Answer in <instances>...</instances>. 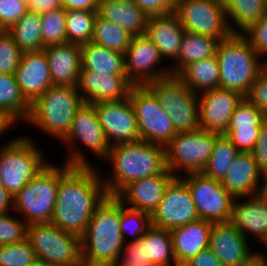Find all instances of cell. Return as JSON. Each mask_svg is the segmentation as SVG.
<instances>
[{
    "instance_id": "cell-34",
    "label": "cell",
    "mask_w": 267,
    "mask_h": 266,
    "mask_svg": "<svg viewBox=\"0 0 267 266\" xmlns=\"http://www.w3.org/2000/svg\"><path fill=\"white\" fill-rule=\"evenodd\" d=\"M23 53L44 49L41 36V15L28 11L7 30Z\"/></svg>"
},
{
    "instance_id": "cell-50",
    "label": "cell",
    "mask_w": 267,
    "mask_h": 266,
    "mask_svg": "<svg viewBox=\"0 0 267 266\" xmlns=\"http://www.w3.org/2000/svg\"><path fill=\"white\" fill-rule=\"evenodd\" d=\"M251 153L261 174L267 173V120L260 127L259 137Z\"/></svg>"
},
{
    "instance_id": "cell-5",
    "label": "cell",
    "mask_w": 267,
    "mask_h": 266,
    "mask_svg": "<svg viewBox=\"0 0 267 266\" xmlns=\"http://www.w3.org/2000/svg\"><path fill=\"white\" fill-rule=\"evenodd\" d=\"M84 103L77 87L52 85L33 104L27 122L63 140Z\"/></svg>"
},
{
    "instance_id": "cell-15",
    "label": "cell",
    "mask_w": 267,
    "mask_h": 266,
    "mask_svg": "<svg viewBox=\"0 0 267 266\" xmlns=\"http://www.w3.org/2000/svg\"><path fill=\"white\" fill-rule=\"evenodd\" d=\"M162 60L158 48L146 34L133 36L124 54L127 78L134 86H144L172 76L170 67L154 69Z\"/></svg>"
},
{
    "instance_id": "cell-16",
    "label": "cell",
    "mask_w": 267,
    "mask_h": 266,
    "mask_svg": "<svg viewBox=\"0 0 267 266\" xmlns=\"http://www.w3.org/2000/svg\"><path fill=\"white\" fill-rule=\"evenodd\" d=\"M200 219L187 185L176 177L167 187L157 209L152 213V225L171 230Z\"/></svg>"
},
{
    "instance_id": "cell-41",
    "label": "cell",
    "mask_w": 267,
    "mask_h": 266,
    "mask_svg": "<svg viewBox=\"0 0 267 266\" xmlns=\"http://www.w3.org/2000/svg\"><path fill=\"white\" fill-rule=\"evenodd\" d=\"M151 226V214L128 208V205L121 203L120 230L124 242H126L127 232L134 235L132 240H139Z\"/></svg>"
},
{
    "instance_id": "cell-51",
    "label": "cell",
    "mask_w": 267,
    "mask_h": 266,
    "mask_svg": "<svg viewBox=\"0 0 267 266\" xmlns=\"http://www.w3.org/2000/svg\"><path fill=\"white\" fill-rule=\"evenodd\" d=\"M182 266H224L214 252L208 247L190 258Z\"/></svg>"
},
{
    "instance_id": "cell-7",
    "label": "cell",
    "mask_w": 267,
    "mask_h": 266,
    "mask_svg": "<svg viewBox=\"0 0 267 266\" xmlns=\"http://www.w3.org/2000/svg\"><path fill=\"white\" fill-rule=\"evenodd\" d=\"M48 163L14 196L13 209L27 218L25 222L51 223L60 180V166Z\"/></svg>"
},
{
    "instance_id": "cell-6",
    "label": "cell",
    "mask_w": 267,
    "mask_h": 266,
    "mask_svg": "<svg viewBox=\"0 0 267 266\" xmlns=\"http://www.w3.org/2000/svg\"><path fill=\"white\" fill-rule=\"evenodd\" d=\"M47 164L30 138H14L0 148V182L14 197Z\"/></svg>"
},
{
    "instance_id": "cell-11",
    "label": "cell",
    "mask_w": 267,
    "mask_h": 266,
    "mask_svg": "<svg viewBox=\"0 0 267 266\" xmlns=\"http://www.w3.org/2000/svg\"><path fill=\"white\" fill-rule=\"evenodd\" d=\"M185 31L224 40L239 34L229 22L223 1L177 0L174 12Z\"/></svg>"
},
{
    "instance_id": "cell-8",
    "label": "cell",
    "mask_w": 267,
    "mask_h": 266,
    "mask_svg": "<svg viewBox=\"0 0 267 266\" xmlns=\"http://www.w3.org/2000/svg\"><path fill=\"white\" fill-rule=\"evenodd\" d=\"M27 238L44 266H82L80 236L52 223H34Z\"/></svg>"
},
{
    "instance_id": "cell-22",
    "label": "cell",
    "mask_w": 267,
    "mask_h": 266,
    "mask_svg": "<svg viewBox=\"0 0 267 266\" xmlns=\"http://www.w3.org/2000/svg\"><path fill=\"white\" fill-rule=\"evenodd\" d=\"M266 120L264 113L244 97L233 111L224 135L240 152H251Z\"/></svg>"
},
{
    "instance_id": "cell-30",
    "label": "cell",
    "mask_w": 267,
    "mask_h": 266,
    "mask_svg": "<svg viewBox=\"0 0 267 266\" xmlns=\"http://www.w3.org/2000/svg\"><path fill=\"white\" fill-rule=\"evenodd\" d=\"M81 60V70L110 75H126L124 54L93 42L81 45Z\"/></svg>"
},
{
    "instance_id": "cell-45",
    "label": "cell",
    "mask_w": 267,
    "mask_h": 266,
    "mask_svg": "<svg viewBox=\"0 0 267 266\" xmlns=\"http://www.w3.org/2000/svg\"><path fill=\"white\" fill-rule=\"evenodd\" d=\"M28 12L25 0H0V28L10 29Z\"/></svg>"
},
{
    "instance_id": "cell-13",
    "label": "cell",
    "mask_w": 267,
    "mask_h": 266,
    "mask_svg": "<svg viewBox=\"0 0 267 266\" xmlns=\"http://www.w3.org/2000/svg\"><path fill=\"white\" fill-rule=\"evenodd\" d=\"M77 139L84 143L88 149L98 157L105 159L110 150V145L106 140L103 128L100 125L95 107L91 103H83L76 111L71 128L67 136L62 140L70 148L66 163L70 166H92L85 154L77 149ZM76 146H75V145ZM72 145V147H71ZM75 149V150H74Z\"/></svg>"
},
{
    "instance_id": "cell-40",
    "label": "cell",
    "mask_w": 267,
    "mask_h": 266,
    "mask_svg": "<svg viewBox=\"0 0 267 266\" xmlns=\"http://www.w3.org/2000/svg\"><path fill=\"white\" fill-rule=\"evenodd\" d=\"M66 15L64 8H57L41 15L43 46L67 43Z\"/></svg>"
},
{
    "instance_id": "cell-52",
    "label": "cell",
    "mask_w": 267,
    "mask_h": 266,
    "mask_svg": "<svg viewBox=\"0 0 267 266\" xmlns=\"http://www.w3.org/2000/svg\"><path fill=\"white\" fill-rule=\"evenodd\" d=\"M27 8L28 11L42 15L62 6L59 0H28Z\"/></svg>"
},
{
    "instance_id": "cell-25",
    "label": "cell",
    "mask_w": 267,
    "mask_h": 266,
    "mask_svg": "<svg viewBox=\"0 0 267 266\" xmlns=\"http://www.w3.org/2000/svg\"><path fill=\"white\" fill-rule=\"evenodd\" d=\"M213 222L198 219L170 230L175 261L182 266L190 258L209 247Z\"/></svg>"
},
{
    "instance_id": "cell-48",
    "label": "cell",
    "mask_w": 267,
    "mask_h": 266,
    "mask_svg": "<svg viewBox=\"0 0 267 266\" xmlns=\"http://www.w3.org/2000/svg\"><path fill=\"white\" fill-rule=\"evenodd\" d=\"M246 98L267 117V73L262 71L251 86Z\"/></svg>"
},
{
    "instance_id": "cell-28",
    "label": "cell",
    "mask_w": 267,
    "mask_h": 266,
    "mask_svg": "<svg viewBox=\"0 0 267 266\" xmlns=\"http://www.w3.org/2000/svg\"><path fill=\"white\" fill-rule=\"evenodd\" d=\"M245 202L233 201L230 222L246 237L251 233L264 243L267 240V201L257 194Z\"/></svg>"
},
{
    "instance_id": "cell-31",
    "label": "cell",
    "mask_w": 267,
    "mask_h": 266,
    "mask_svg": "<svg viewBox=\"0 0 267 266\" xmlns=\"http://www.w3.org/2000/svg\"><path fill=\"white\" fill-rule=\"evenodd\" d=\"M219 40L202 34L185 31L178 53L176 66H172V76H177L186 66L195 61L211 58L216 55Z\"/></svg>"
},
{
    "instance_id": "cell-33",
    "label": "cell",
    "mask_w": 267,
    "mask_h": 266,
    "mask_svg": "<svg viewBox=\"0 0 267 266\" xmlns=\"http://www.w3.org/2000/svg\"><path fill=\"white\" fill-rule=\"evenodd\" d=\"M142 245H145L146 256L154 266H178L170 230L152 225L142 236Z\"/></svg>"
},
{
    "instance_id": "cell-53",
    "label": "cell",
    "mask_w": 267,
    "mask_h": 266,
    "mask_svg": "<svg viewBox=\"0 0 267 266\" xmlns=\"http://www.w3.org/2000/svg\"><path fill=\"white\" fill-rule=\"evenodd\" d=\"M65 10L97 11L99 0H59Z\"/></svg>"
},
{
    "instance_id": "cell-29",
    "label": "cell",
    "mask_w": 267,
    "mask_h": 266,
    "mask_svg": "<svg viewBox=\"0 0 267 266\" xmlns=\"http://www.w3.org/2000/svg\"><path fill=\"white\" fill-rule=\"evenodd\" d=\"M97 15L119 24L133 36L145 34L149 18L132 0H99Z\"/></svg>"
},
{
    "instance_id": "cell-54",
    "label": "cell",
    "mask_w": 267,
    "mask_h": 266,
    "mask_svg": "<svg viewBox=\"0 0 267 266\" xmlns=\"http://www.w3.org/2000/svg\"><path fill=\"white\" fill-rule=\"evenodd\" d=\"M10 207H14V197L0 182V213H8Z\"/></svg>"
},
{
    "instance_id": "cell-35",
    "label": "cell",
    "mask_w": 267,
    "mask_h": 266,
    "mask_svg": "<svg viewBox=\"0 0 267 266\" xmlns=\"http://www.w3.org/2000/svg\"><path fill=\"white\" fill-rule=\"evenodd\" d=\"M133 35L119 24L104 20L98 15L94 21L91 42L125 54Z\"/></svg>"
},
{
    "instance_id": "cell-38",
    "label": "cell",
    "mask_w": 267,
    "mask_h": 266,
    "mask_svg": "<svg viewBox=\"0 0 267 266\" xmlns=\"http://www.w3.org/2000/svg\"><path fill=\"white\" fill-rule=\"evenodd\" d=\"M0 108L8 111L17 120H27L31 105L25 100L15 76L0 73Z\"/></svg>"
},
{
    "instance_id": "cell-24",
    "label": "cell",
    "mask_w": 267,
    "mask_h": 266,
    "mask_svg": "<svg viewBox=\"0 0 267 266\" xmlns=\"http://www.w3.org/2000/svg\"><path fill=\"white\" fill-rule=\"evenodd\" d=\"M53 85L77 87L82 68L81 46L75 43L44 47Z\"/></svg>"
},
{
    "instance_id": "cell-1",
    "label": "cell",
    "mask_w": 267,
    "mask_h": 266,
    "mask_svg": "<svg viewBox=\"0 0 267 266\" xmlns=\"http://www.w3.org/2000/svg\"><path fill=\"white\" fill-rule=\"evenodd\" d=\"M92 166L60 167L57 199L51 223L82 236L96 208L108 196L105 184Z\"/></svg>"
},
{
    "instance_id": "cell-55",
    "label": "cell",
    "mask_w": 267,
    "mask_h": 266,
    "mask_svg": "<svg viewBox=\"0 0 267 266\" xmlns=\"http://www.w3.org/2000/svg\"><path fill=\"white\" fill-rule=\"evenodd\" d=\"M17 121L18 120L8 111L0 108V135L4 134V132Z\"/></svg>"
},
{
    "instance_id": "cell-32",
    "label": "cell",
    "mask_w": 267,
    "mask_h": 266,
    "mask_svg": "<svg viewBox=\"0 0 267 266\" xmlns=\"http://www.w3.org/2000/svg\"><path fill=\"white\" fill-rule=\"evenodd\" d=\"M219 63L216 55L195 61L186 66L177 77L193 92L209 91L219 88Z\"/></svg>"
},
{
    "instance_id": "cell-39",
    "label": "cell",
    "mask_w": 267,
    "mask_h": 266,
    "mask_svg": "<svg viewBox=\"0 0 267 266\" xmlns=\"http://www.w3.org/2000/svg\"><path fill=\"white\" fill-rule=\"evenodd\" d=\"M68 43L83 45L91 42L97 11L65 10Z\"/></svg>"
},
{
    "instance_id": "cell-43",
    "label": "cell",
    "mask_w": 267,
    "mask_h": 266,
    "mask_svg": "<svg viewBox=\"0 0 267 266\" xmlns=\"http://www.w3.org/2000/svg\"><path fill=\"white\" fill-rule=\"evenodd\" d=\"M22 54L12 35L2 30L0 32V73L14 75Z\"/></svg>"
},
{
    "instance_id": "cell-3",
    "label": "cell",
    "mask_w": 267,
    "mask_h": 266,
    "mask_svg": "<svg viewBox=\"0 0 267 266\" xmlns=\"http://www.w3.org/2000/svg\"><path fill=\"white\" fill-rule=\"evenodd\" d=\"M113 165V177L103 182L108 196H116L129 183L167 170L165 147L146 141L110 146L105 158Z\"/></svg>"
},
{
    "instance_id": "cell-26",
    "label": "cell",
    "mask_w": 267,
    "mask_h": 266,
    "mask_svg": "<svg viewBox=\"0 0 267 266\" xmlns=\"http://www.w3.org/2000/svg\"><path fill=\"white\" fill-rule=\"evenodd\" d=\"M261 172L251 152H239L221 183L235 198L256 195Z\"/></svg>"
},
{
    "instance_id": "cell-10",
    "label": "cell",
    "mask_w": 267,
    "mask_h": 266,
    "mask_svg": "<svg viewBox=\"0 0 267 266\" xmlns=\"http://www.w3.org/2000/svg\"><path fill=\"white\" fill-rule=\"evenodd\" d=\"M220 133L197 129L178 132L165 146L167 169L175 176L179 170L185 173H201L210 159L215 140Z\"/></svg>"
},
{
    "instance_id": "cell-4",
    "label": "cell",
    "mask_w": 267,
    "mask_h": 266,
    "mask_svg": "<svg viewBox=\"0 0 267 266\" xmlns=\"http://www.w3.org/2000/svg\"><path fill=\"white\" fill-rule=\"evenodd\" d=\"M216 57L220 70L219 88L232 90L246 97L263 71L260 55L242 34H233L219 41Z\"/></svg>"
},
{
    "instance_id": "cell-9",
    "label": "cell",
    "mask_w": 267,
    "mask_h": 266,
    "mask_svg": "<svg viewBox=\"0 0 267 266\" xmlns=\"http://www.w3.org/2000/svg\"><path fill=\"white\" fill-rule=\"evenodd\" d=\"M157 97L171 118L177 132L200 129L199 98L177 76H170L146 85Z\"/></svg>"
},
{
    "instance_id": "cell-56",
    "label": "cell",
    "mask_w": 267,
    "mask_h": 266,
    "mask_svg": "<svg viewBox=\"0 0 267 266\" xmlns=\"http://www.w3.org/2000/svg\"><path fill=\"white\" fill-rule=\"evenodd\" d=\"M241 266H267V260L262 256V252H255V254Z\"/></svg>"
},
{
    "instance_id": "cell-20",
    "label": "cell",
    "mask_w": 267,
    "mask_h": 266,
    "mask_svg": "<svg viewBox=\"0 0 267 266\" xmlns=\"http://www.w3.org/2000/svg\"><path fill=\"white\" fill-rule=\"evenodd\" d=\"M14 76L25 100L33 104L53 85L44 49L23 53Z\"/></svg>"
},
{
    "instance_id": "cell-23",
    "label": "cell",
    "mask_w": 267,
    "mask_h": 266,
    "mask_svg": "<svg viewBox=\"0 0 267 266\" xmlns=\"http://www.w3.org/2000/svg\"><path fill=\"white\" fill-rule=\"evenodd\" d=\"M247 238L231 222L213 223L209 248L224 266H241L255 254Z\"/></svg>"
},
{
    "instance_id": "cell-37",
    "label": "cell",
    "mask_w": 267,
    "mask_h": 266,
    "mask_svg": "<svg viewBox=\"0 0 267 266\" xmlns=\"http://www.w3.org/2000/svg\"><path fill=\"white\" fill-rule=\"evenodd\" d=\"M239 152L224 134H220L215 140L212 155L201 173L208 178L222 181Z\"/></svg>"
},
{
    "instance_id": "cell-47",
    "label": "cell",
    "mask_w": 267,
    "mask_h": 266,
    "mask_svg": "<svg viewBox=\"0 0 267 266\" xmlns=\"http://www.w3.org/2000/svg\"><path fill=\"white\" fill-rule=\"evenodd\" d=\"M242 35L260 57L267 56V11L257 23L251 25Z\"/></svg>"
},
{
    "instance_id": "cell-49",
    "label": "cell",
    "mask_w": 267,
    "mask_h": 266,
    "mask_svg": "<svg viewBox=\"0 0 267 266\" xmlns=\"http://www.w3.org/2000/svg\"><path fill=\"white\" fill-rule=\"evenodd\" d=\"M148 16L174 13L177 0H132Z\"/></svg>"
},
{
    "instance_id": "cell-58",
    "label": "cell",
    "mask_w": 267,
    "mask_h": 266,
    "mask_svg": "<svg viewBox=\"0 0 267 266\" xmlns=\"http://www.w3.org/2000/svg\"><path fill=\"white\" fill-rule=\"evenodd\" d=\"M27 266H44L41 262H35L33 264L27 265Z\"/></svg>"
},
{
    "instance_id": "cell-44",
    "label": "cell",
    "mask_w": 267,
    "mask_h": 266,
    "mask_svg": "<svg viewBox=\"0 0 267 266\" xmlns=\"http://www.w3.org/2000/svg\"><path fill=\"white\" fill-rule=\"evenodd\" d=\"M28 224L23 220L0 213V246L19 243L27 239Z\"/></svg>"
},
{
    "instance_id": "cell-46",
    "label": "cell",
    "mask_w": 267,
    "mask_h": 266,
    "mask_svg": "<svg viewBox=\"0 0 267 266\" xmlns=\"http://www.w3.org/2000/svg\"><path fill=\"white\" fill-rule=\"evenodd\" d=\"M124 255L122 258L117 260L114 266H154L145 252V245H142V237L139 240H131L124 244L121 251Z\"/></svg>"
},
{
    "instance_id": "cell-21",
    "label": "cell",
    "mask_w": 267,
    "mask_h": 266,
    "mask_svg": "<svg viewBox=\"0 0 267 266\" xmlns=\"http://www.w3.org/2000/svg\"><path fill=\"white\" fill-rule=\"evenodd\" d=\"M176 177L167 169L164 173L133 181L115 197L128 208L152 215L159 206L169 184Z\"/></svg>"
},
{
    "instance_id": "cell-17",
    "label": "cell",
    "mask_w": 267,
    "mask_h": 266,
    "mask_svg": "<svg viewBox=\"0 0 267 266\" xmlns=\"http://www.w3.org/2000/svg\"><path fill=\"white\" fill-rule=\"evenodd\" d=\"M92 104L110 146L140 141L137 119L129 97Z\"/></svg>"
},
{
    "instance_id": "cell-57",
    "label": "cell",
    "mask_w": 267,
    "mask_h": 266,
    "mask_svg": "<svg viewBox=\"0 0 267 266\" xmlns=\"http://www.w3.org/2000/svg\"><path fill=\"white\" fill-rule=\"evenodd\" d=\"M263 179L262 181H264L263 183V187H260L258 190H257V195L262 199V200H265L267 201V173H264L261 175Z\"/></svg>"
},
{
    "instance_id": "cell-19",
    "label": "cell",
    "mask_w": 267,
    "mask_h": 266,
    "mask_svg": "<svg viewBox=\"0 0 267 266\" xmlns=\"http://www.w3.org/2000/svg\"><path fill=\"white\" fill-rule=\"evenodd\" d=\"M134 85L127 75H110L81 70L77 90L84 103L119 101L129 97Z\"/></svg>"
},
{
    "instance_id": "cell-12",
    "label": "cell",
    "mask_w": 267,
    "mask_h": 266,
    "mask_svg": "<svg viewBox=\"0 0 267 266\" xmlns=\"http://www.w3.org/2000/svg\"><path fill=\"white\" fill-rule=\"evenodd\" d=\"M140 140L166 146L178 133L155 94L146 86H133L129 93Z\"/></svg>"
},
{
    "instance_id": "cell-42",
    "label": "cell",
    "mask_w": 267,
    "mask_h": 266,
    "mask_svg": "<svg viewBox=\"0 0 267 266\" xmlns=\"http://www.w3.org/2000/svg\"><path fill=\"white\" fill-rule=\"evenodd\" d=\"M38 262L30 240L0 246V266H27Z\"/></svg>"
},
{
    "instance_id": "cell-60",
    "label": "cell",
    "mask_w": 267,
    "mask_h": 266,
    "mask_svg": "<svg viewBox=\"0 0 267 266\" xmlns=\"http://www.w3.org/2000/svg\"><path fill=\"white\" fill-rule=\"evenodd\" d=\"M263 245H265L267 247V240L263 243ZM262 256L267 260V255H265V254L263 255L262 254Z\"/></svg>"
},
{
    "instance_id": "cell-36",
    "label": "cell",
    "mask_w": 267,
    "mask_h": 266,
    "mask_svg": "<svg viewBox=\"0 0 267 266\" xmlns=\"http://www.w3.org/2000/svg\"><path fill=\"white\" fill-rule=\"evenodd\" d=\"M227 18L237 24L239 34L257 23L267 11V0H223Z\"/></svg>"
},
{
    "instance_id": "cell-14",
    "label": "cell",
    "mask_w": 267,
    "mask_h": 266,
    "mask_svg": "<svg viewBox=\"0 0 267 266\" xmlns=\"http://www.w3.org/2000/svg\"><path fill=\"white\" fill-rule=\"evenodd\" d=\"M186 176L183 178L180 175L179 178L187 185L199 218L213 223L230 222L235 198L221 181L208 178L202 173H189Z\"/></svg>"
},
{
    "instance_id": "cell-27",
    "label": "cell",
    "mask_w": 267,
    "mask_h": 266,
    "mask_svg": "<svg viewBox=\"0 0 267 266\" xmlns=\"http://www.w3.org/2000/svg\"><path fill=\"white\" fill-rule=\"evenodd\" d=\"M184 32L178 16L170 13L149 16L145 34L158 48L162 58L177 60Z\"/></svg>"
},
{
    "instance_id": "cell-2",
    "label": "cell",
    "mask_w": 267,
    "mask_h": 266,
    "mask_svg": "<svg viewBox=\"0 0 267 266\" xmlns=\"http://www.w3.org/2000/svg\"><path fill=\"white\" fill-rule=\"evenodd\" d=\"M121 202L107 196L96 208L81 236L82 266H114L124 240L120 230Z\"/></svg>"
},
{
    "instance_id": "cell-18",
    "label": "cell",
    "mask_w": 267,
    "mask_h": 266,
    "mask_svg": "<svg viewBox=\"0 0 267 266\" xmlns=\"http://www.w3.org/2000/svg\"><path fill=\"white\" fill-rule=\"evenodd\" d=\"M200 95V129L224 134L233 111L244 97L238 92L221 88L205 91Z\"/></svg>"
},
{
    "instance_id": "cell-59",
    "label": "cell",
    "mask_w": 267,
    "mask_h": 266,
    "mask_svg": "<svg viewBox=\"0 0 267 266\" xmlns=\"http://www.w3.org/2000/svg\"><path fill=\"white\" fill-rule=\"evenodd\" d=\"M263 71L267 73V60L263 61Z\"/></svg>"
}]
</instances>
